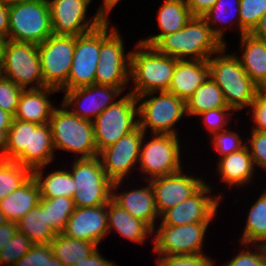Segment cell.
Listing matches in <instances>:
<instances>
[{
  "label": "cell",
  "mask_w": 266,
  "mask_h": 266,
  "mask_svg": "<svg viewBox=\"0 0 266 266\" xmlns=\"http://www.w3.org/2000/svg\"><path fill=\"white\" fill-rule=\"evenodd\" d=\"M223 29L211 28L202 17L193 16L179 31L163 36L153 47L161 54L184 60H208L212 54L225 51Z\"/></svg>",
  "instance_id": "cell-1"
},
{
  "label": "cell",
  "mask_w": 266,
  "mask_h": 266,
  "mask_svg": "<svg viewBox=\"0 0 266 266\" xmlns=\"http://www.w3.org/2000/svg\"><path fill=\"white\" fill-rule=\"evenodd\" d=\"M53 149L49 123L37 124L13 119L8 131L7 160L34 170L54 159Z\"/></svg>",
  "instance_id": "cell-2"
},
{
  "label": "cell",
  "mask_w": 266,
  "mask_h": 266,
  "mask_svg": "<svg viewBox=\"0 0 266 266\" xmlns=\"http://www.w3.org/2000/svg\"><path fill=\"white\" fill-rule=\"evenodd\" d=\"M177 60L139 42L137 50L130 52V78L135 88L129 93L141 101L157 91H168Z\"/></svg>",
  "instance_id": "cell-3"
},
{
  "label": "cell",
  "mask_w": 266,
  "mask_h": 266,
  "mask_svg": "<svg viewBox=\"0 0 266 266\" xmlns=\"http://www.w3.org/2000/svg\"><path fill=\"white\" fill-rule=\"evenodd\" d=\"M210 77L222 90L224 99L233 111L251 106L260 88L243 69L234 55H218L209 58Z\"/></svg>",
  "instance_id": "cell-4"
},
{
  "label": "cell",
  "mask_w": 266,
  "mask_h": 266,
  "mask_svg": "<svg viewBox=\"0 0 266 266\" xmlns=\"http://www.w3.org/2000/svg\"><path fill=\"white\" fill-rule=\"evenodd\" d=\"M62 105L63 109H53L49 120L54 148L81 153L80 158L98 156L93 123L78 117Z\"/></svg>",
  "instance_id": "cell-5"
},
{
  "label": "cell",
  "mask_w": 266,
  "mask_h": 266,
  "mask_svg": "<svg viewBox=\"0 0 266 266\" xmlns=\"http://www.w3.org/2000/svg\"><path fill=\"white\" fill-rule=\"evenodd\" d=\"M52 34L48 0H25L9 6L7 40L39 45Z\"/></svg>",
  "instance_id": "cell-6"
},
{
  "label": "cell",
  "mask_w": 266,
  "mask_h": 266,
  "mask_svg": "<svg viewBox=\"0 0 266 266\" xmlns=\"http://www.w3.org/2000/svg\"><path fill=\"white\" fill-rule=\"evenodd\" d=\"M137 98L132 93L116 101L98 115L93 123L94 140L98 153L139 126Z\"/></svg>",
  "instance_id": "cell-7"
},
{
  "label": "cell",
  "mask_w": 266,
  "mask_h": 266,
  "mask_svg": "<svg viewBox=\"0 0 266 266\" xmlns=\"http://www.w3.org/2000/svg\"><path fill=\"white\" fill-rule=\"evenodd\" d=\"M71 175L76 191L75 207H93L108 204L112 197L113 182L107 177L99 156L79 158L73 164Z\"/></svg>",
  "instance_id": "cell-8"
},
{
  "label": "cell",
  "mask_w": 266,
  "mask_h": 266,
  "mask_svg": "<svg viewBox=\"0 0 266 266\" xmlns=\"http://www.w3.org/2000/svg\"><path fill=\"white\" fill-rule=\"evenodd\" d=\"M108 26V20L100 25V59L95 73V84L123 90L130 80V53L125 58L118 31L115 28L108 31Z\"/></svg>",
  "instance_id": "cell-9"
},
{
  "label": "cell",
  "mask_w": 266,
  "mask_h": 266,
  "mask_svg": "<svg viewBox=\"0 0 266 266\" xmlns=\"http://www.w3.org/2000/svg\"><path fill=\"white\" fill-rule=\"evenodd\" d=\"M0 75L23 89L32 82L37 84L30 89L44 87L38 45L7 40Z\"/></svg>",
  "instance_id": "cell-10"
},
{
  "label": "cell",
  "mask_w": 266,
  "mask_h": 266,
  "mask_svg": "<svg viewBox=\"0 0 266 266\" xmlns=\"http://www.w3.org/2000/svg\"><path fill=\"white\" fill-rule=\"evenodd\" d=\"M75 36L52 34L38 45L44 87L61 90L68 82Z\"/></svg>",
  "instance_id": "cell-11"
},
{
  "label": "cell",
  "mask_w": 266,
  "mask_h": 266,
  "mask_svg": "<svg viewBox=\"0 0 266 266\" xmlns=\"http://www.w3.org/2000/svg\"><path fill=\"white\" fill-rule=\"evenodd\" d=\"M159 93L158 97L146 98L139 104V127L146 133V128L150 126L153 135H177L172 127L186 113V102L168 91Z\"/></svg>",
  "instance_id": "cell-12"
},
{
  "label": "cell",
  "mask_w": 266,
  "mask_h": 266,
  "mask_svg": "<svg viewBox=\"0 0 266 266\" xmlns=\"http://www.w3.org/2000/svg\"><path fill=\"white\" fill-rule=\"evenodd\" d=\"M144 135V131L138 126L132 132L121 137L115 144L98 153L99 158H102L100 161L107 177L113 182L112 190L121 184L125 175L139 161Z\"/></svg>",
  "instance_id": "cell-13"
},
{
  "label": "cell",
  "mask_w": 266,
  "mask_h": 266,
  "mask_svg": "<svg viewBox=\"0 0 266 266\" xmlns=\"http://www.w3.org/2000/svg\"><path fill=\"white\" fill-rule=\"evenodd\" d=\"M145 146H141L139 162L142 172L153 179L178 172L180 165V147L177 135L154 134Z\"/></svg>",
  "instance_id": "cell-14"
},
{
  "label": "cell",
  "mask_w": 266,
  "mask_h": 266,
  "mask_svg": "<svg viewBox=\"0 0 266 266\" xmlns=\"http://www.w3.org/2000/svg\"><path fill=\"white\" fill-rule=\"evenodd\" d=\"M100 26L89 33L75 37V48L67 84L63 91L95 84L99 64Z\"/></svg>",
  "instance_id": "cell-15"
},
{
  "label": "cell",
  "mask_w": 266,
  "mask_h": 266,
  "mask_svg": "<svg viewBox=\"0 0 266 266\" xmlns=\"http://www.w3.org/2000/svg\"><path fill=\"white\" fill-rule=\"evenodd\" d=\"M90 2L91 0H48L53 34L76 37L98 28L104 22L98 14L92 22L85 19ZM83 21L85 22L82 23Z\"/></svg>",
  "instance_id": "cell-16"
},
{
  "label": "cell",
  "mask_w": 266,
  "mask_h": 266,
  "mask_svg": "<svg viewBox=\"0 0 266 266\" xmlns=\"http://www.w3.org/2000/svg\"><path fill=\"white\" fill-rule=\"evenodd\" d=\"M208 224L160 225L156 231V238L154 239V251L165 255L202 252L203 238Z\"/></svg>",
  "instance_id": "cell-17"
},
{
  "label": "cell",
  "mask_w": 266,
  "mask_h": 266,
  "mask_svg": "<svg viewBox=\"0 0 266 266\" xmlns=\"http://www.w3.org/2000/svg\"><path fill=\"white\" fill-rule=\"evenodd\" d=\"M211 189L204 184L194 195L165 211L161 225L179 226L190 223H210L216 214L219 199L205 196Z\"/></svg>",
  "instance_id": "cell-18"
},
{
  "label": "cell",
  "mask_w": 266,
  "mask_h": 266,
  "mask_svg": "<svg viewBox=\"0 0 266 266\" xmlns=\"http://www.w3.org/2000/svg\"><path fill=\"white\" fill-rule=\"evenodd\" d=\"M183 175L180 170L170 175L148 179L159 216L194 195L205 184L202 179Z\"/></svg>",
  "instance_id": "cell-19"
},
{
  "label": "cell",
  "mask_w": 266,
  "mask_h": 266,
  "mask_svg": "<svg viewBox=\"0 0 266 266\" xmlns=\"http://www.w3.org/2000/svg\"><path fill=\"white\" fill-rule=\"evenodd\" d=\"M108 232L107 204L75 207L62 233L67 237L99 244Z\"/></svg>",
  "instance_id": "cell-20"
},
{
  "label": "cell",
  "mask_w": 266,
  "mask_h": 266,
  "mask_svg": "<svg viewBox=\"0 0 266 266\" xmlns=\"http://www.w3.org/2000/svg\"><path fill=\"white\" fill-rule=\"evenodd\" d=\"M121 92L120 88L92 84L66 91L63 104L68 107L69 105L72 106L74 101L77 104L81 101L82 107L78 106L76 107L78 110L71 112L82 119L92 122L93 118L91 116L93 115L96 118L107 107L114 104L116 102L114 101V96H118ZM110 101L113 102L111 103ZM87 102L90 103L86 104Z\"/></svg>",
  "instance_id": "cell-21"
},
{
  "label": "cell",
  "mask_w": 266,
  "mask_h": 266,
  "mask_svg": "<svg viewBox=\"0 0 266 266\" xmlns=\"http://www.w3.org/2000/svg\"><path fill=\"white\" fill-rule=\"evenodd\" d=\"M209 78L208 60H177L168 92L186 102Z\"/></svg>",
  "instance_id": "cell-22"
},
{
  "label": "cell",
  "mask_w": 266,
  "mask_h": 266,
  "mask_svg": "<svg viewBox=\"0 0 266 266\" xmlns=\"http://www.w3.org/2000/svg\"><path fill=\"white\" fill-rule=\"evenodd\" d=\"M57 91L46 86L38 89H24L20 95L14 119L37 124L49 123L55 107H52L47 95Z\"/></svg>",
  "instance_id": "cell-23"
},
{
  "label": "cell",
  "mask_w": 266,
  "mask_h": 266,
  "mask_svg": "<svg viewBox=\"0 0 266 266\" xmlns=\"http://www.w3.org/2000/svg\"><path fill=\"white\" fill-rule=\"evenodd\" d=\"M146 180L149 183L148 187L134 189L127 193L123 192L119 195L112 191L111 199L134 218L146 222L154 230V220L159 214L156 209L151 183L148 179Z\"/></svg>",
  "instance_id": "cell-24"
},
{
  "label": "cell",
  "mask_w": 266,
  "mask_h": 266,
  "mask_svg": "<svg viewBox=\"0 0 266 266\" xmlns=\"http://www.w3.org/2000/svg\"><path fill=\"white\" fill-rule=\"evenodd\" d=\"M39 186L31 177L24 185L0 200V209L7 221L17 223L29 210L39 205Z\"/></svg>",
  "instance_id": "cell-25"
},
{
  "label": "cell",
  "mask_w": 266,
  "mask_h": 266,
  "mask_svg": "<svg viewBox=\"0 0 266 266\" xmlns=\"http://www.w3.org/2000/svg\"><path fill=\"white\" fill-rule=\"evenodd\" d=\"M244 54L240 63L250 79L262 89L266 85V40L245 33L241 36Z\"/></svg>",
  "instance_id": "cell-26"
},
{
  "label": "cell",
  "mask_w": 266,
  "mask_h": 266,
  "mask_svg": "<svg viewBox=\"0 0 266 266\" xmlns=\"http://www.w3.org/2000/svg\"><path fill=\"white\" fill-rule=\"evenodd\" d=\"M192 17L185 0H165L158 12V25L162 33L140 42L153 47L163 36L182 29Z\"/></svg>",
  "instance_id": "cell-27"
},
{
  "label": "cell",
  "mask_w": 266,
  "mask_h": 266,
  "mask_svg": "<svg viewBox=\"0 0 266 266\" xmlns=\"http://www.w3.org/2000/svg\"><path fill=\"white\" fill-rule=\"evenodd\" d=\"M108 233L112 227L123 237L143 243L147 233L154 230L144 221L134 218L129 212L117 205L112 199L107 204Z\"/></svg>",
  "instance_id": "cell-28"
},
{
  "label": "cell",
  "mask_w": 266,
  "mask_h": 266,
  "mask_svg": "<svg viewBox=\"0 0 266 266\" xmlns=\"http://www.w3.org/2000/svg\"><path fill=\"white\" fill-rule=\"evenodd\" d=\"M253 160L247 148V144L239 151L222 157L218 168L223 181L230 185H244L251 180L254 171Z\"/></svg>",
  "instance_id": "cell-29"
},
{
  "label": "cell",
  "mask_w": 266,
  "mask_h": 266,
  "mask_svg": "<svg viewBox=\"0 0 266 266\" xmlns=\"http://www.w3.org/2000/svg\"><path fill=\"white\" fill-rule=\"evenodd\" d=\"M42 168L32 170V177L39 186L41 198L54 199L59 196L73 198L77 189L70 171L57 170L42 179Z\"/></svg>",
  "instance_id": "cell-30"
},
{
  "label": "cell",
  "mask_w": 266,
  "mask_h": 266,
  "mask_svg": "<svg viewBox=\"0 0 266 266\" xmlns=\"http://www.w3.org/2000/svg\"><path fill=\"white\" fill-rule=\"evenodd\" d=\"M53 255L66 266H73L85 257L91 255L97 244L90 241L67 237L63 233L56 234L50 242Z\"/></svg>",
  "instance_id": "cell-31"
},
{
  "label": "cell",
  "mask_w": 266,
  "mask_h": 266,
  "mask_svg": "<svg viewBox=\"0 0 266 266\" xmlns=\"http://www.w3.org/2000/svg\"><path fill=\"white\" fill-rule=\"evenodd\" d=\"M224 107H228V105L224 99L223 92L210 77L186 101V114L194 116L208 110Z\"/></svg>",
  "instance_id": "cell-32"
},
{
  "label": "cell",
  "mask_w": 266,
  "mask_h": 266,
  "mask_svg": "<svg viewBox=\"0 0 266 266\" xmlns=\"http://www.w3.org/2000/svg\"><path fill=\"white\" fill-rule=\"evenodd\" d=\"M17 229L34 244H50L56 233L47 225L46 210L40 205L29 210L17 223Z\"/></svg>",
  "instance_id": "cell-33"
},
{
  "label": "cell",
  "mask_w": 266,
  "mask_h": 266,
  "mask_svg": "<svg viewBox=\"0 0 266 266\" xmlns=\"http://www.w3.org/2000/svg\"><path fill=\"white\" fill-rule=\"evenodd\" d=\"M257 242L266 245V191L250 208L241 243L245 245Z\"/></svg>",
  "instance_id": "cell-34"
},
{
  "label": "cell",
  "mask_w": 266,
  "mask_h": 266,
  "mask_svg": "<svg viewBox=\"0 0 266 266\" xmlns=\"http://www.w3.org/2000/svg\"><path fill=\"white\" fill-rule=\"evenodd\" d=\"M39 205L46 210L47 225L56 233H62L66 222L75 210L74 200L59 196L54 199H40Z\"/></svg>",
  "instance_id": "cell-35"
},
{
  "label": "cell",
  "mask_w": 266,
  "mask_h": 266,
  "mask_svg": "<svg viewBox=\"0 0 266 266\" xmlns=\"http://www.w3.org/2000/svg\"><path fill=\"white\" fill-rule=\"evenodd\" d=\"M32 177V170L19 163L0 162V200L24 185Z\"/></svg>",
  "instance_id": "cell-36"
},
{
  "label": "cell",
  "mask_w": 266,
  "mask_h": 266,
  "mask_svg": "<svg viewBox=\"0 0 266 266\" xmlns=\"http://www.w3.org/2000/svg\"><path fill=\"white\" fill-rule=\"evenodd\" d=\"M265 12L266 0H240L238 22L241 36L250 33Z\"/></svg>",
  "instance_id": "cell-37"
},
{
  "label": "cell",
  "mask_w": 266,
  "mask_h": 266,
  "mask_svg": "<svg viewBox=\"0 0 266 266\" xmlns=\"http://www.w3.org/2000/svg\"><path fill=\"white\" fill-rule=\"evenodd\" d=\"M34 245V243L23 233L17 231L10 243L0 251V264L5 262L14 265Z\"/></svg>",
  "instance_id": "cell-38"
},
{
  "label": "cell",
  "mask_w": 266,
  "mask_h": 266,
  "mask_svg": "<svg viewBox=\"0 0 266 266\" xmlns=\"http://www.w3.org/2000/svg\"><path fill=\"white\" fill-rule=\"evenodd\" d=\"M23 88L0 75V108L15 115Z\"/></svg>",
  "instance_id": "cell-39"
},
{
  "label": "cell",
  "mask_w": 266,
  "mask_h": 266,
  "mask_svg": "<svg viewBox=\"0 0 266 266\" xmlns=\"http://www.w3.org/2000/svg\"><path fill=\"white\" fill-rule=\"evenodd\" d=\"M160 255L156 263L158 266H212L213 264V261L203 256L201 252L195 254Z\"/></svg>",
  "instance_id": "cell-40"
},
{
  "label": "cell",
  "mask_w": 266,
  "mask_h": 266,
  "mask_svg": "<svg viewBox=\"0 0 266 266\" xmlns=\"http://www.w3.org/2000/svg\"><path fill=\"white\" fill-rule=\"evenodd\" d=\"M212 135L214 136L212 139L214 148L222 154V157L227 156L232 152L239 151L245 146L242 144L239 135L235 132L228 131V129L224 132L221 131Z\"/></svg>",
  "instance_id": "cell-41"
},
{
  "label": "cell",
  "mask_w": 266,
  "mask_h": 266,
  "mask_svg": "<svg viewBox=\"0 0 266 266\" xmlns=\"http://www.w3.org/2000/svg\"><path fill=\"white\" fill-rule=\"evenodd\" d=\"M50 244H34L29 251L12 266H46V258H52Z\"/></svg>",
  "instance_id": "cell-42"
},
{
  "label": "cell",
  "mask_w": 266,
  "mask_h": 266,
  "mask_svg": "<svg viewBox=\"0 0 266 266\" xmlns=\"http://www.w3.org/2000/svg\"><path fill=\"white\" fill-rule=\"evenodd\" d=\"M259 251L244 250L224 266H266V245L260 244Z\"/></svg>",
  "instance_id": "cell-43"
},
{
  "label": "cell",
  "mask_w": 266,
  "mask_h": 266,
  "mask_svg": "<svg viewBox=\"0 0 266 266\" xmlns=\"http://www.w3.org/2000/svg\"><path fill=\"white\" fill-rule=\"evenodd\" d=\"M252 133L250 146H247V148L252 157L253 164L266 169V132L253 130Z\"/></svg>",
  "instance_id": "cell-44"
},
{
  "label": "cell",
  "mask_w": 266,
  "mask_h": 266,
  "mask_svg": "<svg viewBox=\"0 0 266 266\" xmlns=\"http://www.w3.org/2000/svg\"><path fill=\"white\" fill-rule=\"evenodd\" d=\"M232 109L229 107L217 108L202 112L201 115L204 118L205 125L209 128V131L214 134L220 131L226 130L224 125L228 123L225 113L230 112Z\"/></svg>",
  "instance_id": "cell-45"
},
{
  "label": "cell",
  "mask_w": 266,
  "mask_h": 266,
  "mask_svg": "<svg viewBox=\"0 0 266 266\" xmlns=\"http://www.w3.org/2000/svg\"><path fill=\"white\" fill-rule=\"evenodd\" d=\"M229 1H231V0H217L216 3L206 13L203 14L202 18L208 24L211 23V21L213 24L215 23V25L217 24V21L222 22L223 18H225L226 15H228L229 11L233 10V9H231L232 7L230 8L231 5L229 7H227L228 6L227 4ZM232 1L236 5V9H237L236 11H238V13H237L238 19L237 20H239V2H240V0H232ZM225 3H227V4H225ZM229 8H230V10H229ZM227 22H228V20H227Z\"/></svg>",
  "instance_id": "cell-46"
},
{
  "label": "cell",
  "mask_w": 266,
  "mask_h": 266,
  "mask_svg": "<svg viewBox=\"0 0 266 266\" xmlns=\"http://www.w3.org/2000/svg\"><path fill=\"white\" fill-rule=\"evenodd\" d=\"M251 106L253 108V120L257 124L253 130L266 132V92L260 89Z\"/></svg>",
  "instance_id": "cell-47"
},
{
  "label": "cell",
  "mask_w": 266,
  "mask_h": 266,
  "mask_svg": "<svg viewBox=\"0 0 266 266\" xmlns=\"http://www.w3.org/2000/svg\"><path fill=\"white\" fill-rule=\"evenodd\" d=\"M217 0H185L191 14L193 16L202 17Z\"/></svg>",
  "instance_id": "cell-48"
},
{
  "label": "cell",
  "mask_w": 266,
  "mask_h": 266,
  "mask_svg": "<svg viewBox=\"0 0 266 266\" xmlns=\"http://www.w3.org/2000/svg\"><path fill=\"white\" fill-rule=\"evenodd\" d=\"M17 231L15 222L7 221L0 226V251L10 243Z\"/></svg>",
  "instance_id": "cell-49"
},
{
  "label": "cell",
  "mask_w": 266,
  "mask_h": 266,
  "mask_svg": "<svg viewBox=\"0 0 266 266\" xmlns=\"http://www.w3.org/2000/svg\"><path fill=\"white\" fill-rule=\"evenodd\" d=\"M73 266H115L114 262L107 261L96 249L91 255L85 257L80 262L75 263Z\"/></svg>",
  "instance_id": "cell-50"
},
{
  "label": "cell",
  "mask_w": 266,
  "mask_h": 266,
  "mask_svg": "<svg viewBox=\"0 0 266 266\" xmlns=\"http://www.w3.org/2000/svg\"><path fill=\"white\" fill-rule=\"evenodd\" d=\"M9 31V6L0 0V37L7 39Z\"/></svg>",
  "instance_id": "cell-51"
},
{
  "label": "cell",
  "mask_w": 266,
  "mask_h": 266,
  "mask_svg": "<svg viewBox=\"0 0 266 266\" xmlns=\"http://www.w3.org/2000/svg\"><path fill=\"white\" fill-rule=\"evenodd\" d=\"M250 34L256 38L266 40V12L261 16L258 24L250 32Z\"/></svg>",
  "instance_id": "cell-52"
},
{
  "label": "cell",
  "mask_w": 266,
  "mask_h": 266,
  "mask_svg": "<svg viewBox=\"0 0 266 266\" xmlns=\"http://www.w3.org/2000/svg\"><path fill=\"white\" fill-rule=\"evenodd\" d=\"M8 131L0 130V162L7 160Z\"/></svg>",
  "instance_id": "cell-53"
},
{
  "label": "cell",
  "mask_w": 266,
  "mask_h": 266,
  "mask_svg": "<svg viewBox=\"0 0 266 266\" xmlns=\"http://www.w3.org/2000/svg\"><path fill=\"white\" fill-rule=\"evenodd\" d=\"M14 116L0 108V130H9Z\"/></svg>",
  "instance_id": "cell-54"
},
{
  "label": "cell",
  "mask_w": 266,
  "mask_h": 266,
  "mask_svg": "<svg viewBox=\"0 0 266 266\" xmlns=\"http://www.w3.org/2000/svg\"><path fill=\"white\" fill-rule=\"evenodd\" d=\"M120 0H104L103 6L99 8L97 14L104 20L107 21V14L112 10V8L119 2Z\"/></svg>",
  "instance_id": "cell-55"
},
{
  "label": "cell",
  "mask_w": 266,
  "mask_h": 266,
  "mask_svg": "<svg viewBox=\"0 0 266 266\" xmlns=\"http://www.w3.org/2000/svg\"><path fill=\"white\" fill-rule=\"evenodd\" d=\"M6 41L7 39L0 37V73L2 70V66H3V55H4V47H5Z\"/></svg>",
  "instance_id": "cell-56"
},
{
  "label": "cell",
  "mask_w": 266,
  "mask_h": 266,
  "mask_svg": "<svg viewBox=\"0 0 266 266\" xmlns=\"http://www.w3.org/2000/svg\"><path fill=\"white\" fill-rule=\"evenodd\" d=\"M46 266H66L63 265L55 256L46 258Z\"/></svg>",
  "instance_id": "cell-57"
},
{
  "label": "cell",
  "mask_w": 266,
  "mask_h": 266,
  "mask_svg": "<svg viewBox=\"0 0 266 266\" xmlns=\"http://www.w3.org/2000/svg\"><path fill=\"white\" fill-rule=\"evenodd\" d=\"M5 5L12 6L25 0H1Z\"/></svg>",
  "instance_id": "cell-58"
},
{
  "label": "cell",
  "mask_w": 266,
  "mask_h": 266,
  "mask_svg": "<svg viewBox=\"0 0 266 266\" xmlns=\"http://www.w3.org/2000/svg\"><path fill=\"white\" fill-rule=\"evenodd\" d=\"M6 222H7V220H6L5 216H4V213L0 209V226H2Z\"/></svg>",
  "instance_id": "cell-59"
},
{
  "label": "cell",
  "mask_w": 266,
  "mask_h": 266,
  "mask_svg": "<svg viewBox=\"0 0 266 266\" xmlns=\"http://www.w3.org/2000/svg\"><path fill=\"white\" fill-rule=\"evenodd\" d=\"M262 90L266 92V85L262 88Z\"/></svg>",
  "instance_id": "cell-60"
}]
</instances>
